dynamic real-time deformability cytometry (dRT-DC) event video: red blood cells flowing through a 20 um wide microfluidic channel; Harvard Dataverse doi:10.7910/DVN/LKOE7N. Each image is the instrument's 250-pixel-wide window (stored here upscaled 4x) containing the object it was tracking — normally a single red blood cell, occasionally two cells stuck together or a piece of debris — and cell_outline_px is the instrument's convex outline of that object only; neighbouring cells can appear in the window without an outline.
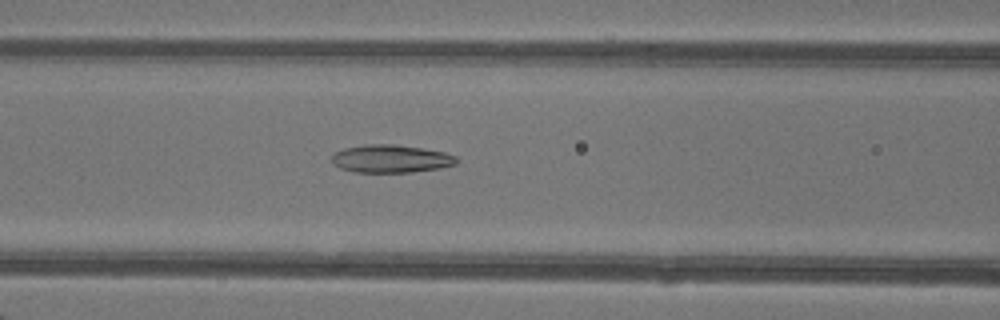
{"species": "common noctule bat (a hibernating species)", "species_latin": "Nyctalus noctula", "temperature_condition": "warm", "stored_images_in_passage": 40, "camera_frame_rate_fps": 3000, "um_per_image_px": 0.085, "animal": {"sex": "female"}, "frame": {"image": 1, "passage_image": 13, "time_ms": 4.0, "image_size_px": [1000, 320], "cell_outline_px": [[460, 160], [456, 164], [440, 168], [412, 172], [352, 172], [340, 168], [332, 164], [332, 156], [336, 152], [344, 148], [364, 144], [392, 144], [424, 148], [444, 152], [456, 156]], "centroid_in_image_um": [33.24, 13.49], "position_along_channel_um": 133.4, "area_um2": 20.46}}
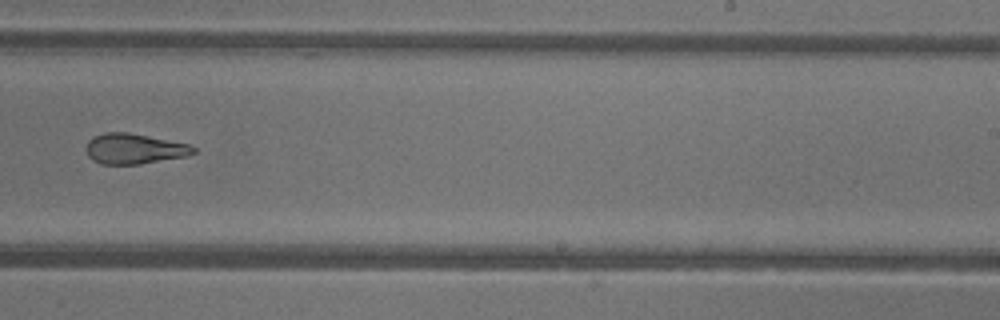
{"frame": {"image": 2, "passage_image": 23, "time_ms": 7.333, "image_size_px": [1000, 320], "cell_outline_px": [[196, 152], [188, 156], [140, 164], [100, 164], [92, 160], [88, 156], [84, 148], [88, 140], [92, 136], [104, 132], [128, 132], [192, 144], [196, 148]], "centroid_in_image_um": [11.4, 12.64], "position_along_channel_um": 277.6, "area_um2": 19.42}}
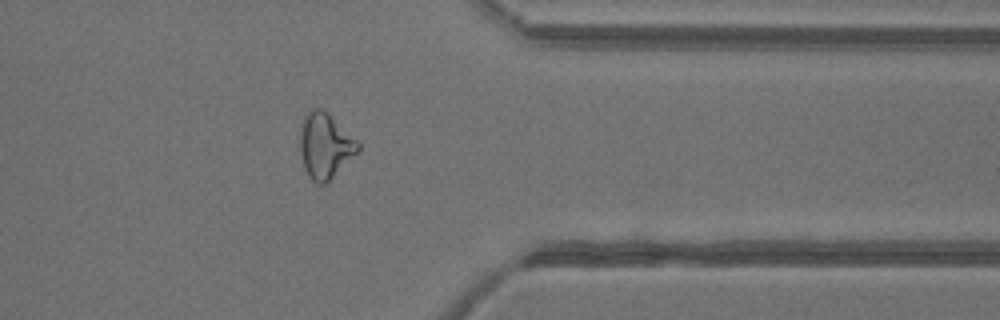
{"frame": {"image": 3, "passage_image": 31, "time_ms": 10.0, "image_size_px": [1000, 320], "cell_outline_px": [[360, 152], [328, 184], [316, 184], [308, 176], [304, 168], [300, 152], [300, 136], [304, 116], [312, 108], [320, 108], [356, 140], [360, 144]], "centroid_in_image_um": [27.65, 12.48], "position_along_channel_um": 383.8, "area_um2": 22.08}, "authors_computed_cell_mechanics": {"area_um2": 21.964, "velocity_mm_per_s": 4.3388, "shape_relaxation_time_tau1_ms": null, "shape_relaxation_time_tau2_ms": 1.9618, "deformation_change_tau1": null, "deformation_change_tau2": 0.1049}}